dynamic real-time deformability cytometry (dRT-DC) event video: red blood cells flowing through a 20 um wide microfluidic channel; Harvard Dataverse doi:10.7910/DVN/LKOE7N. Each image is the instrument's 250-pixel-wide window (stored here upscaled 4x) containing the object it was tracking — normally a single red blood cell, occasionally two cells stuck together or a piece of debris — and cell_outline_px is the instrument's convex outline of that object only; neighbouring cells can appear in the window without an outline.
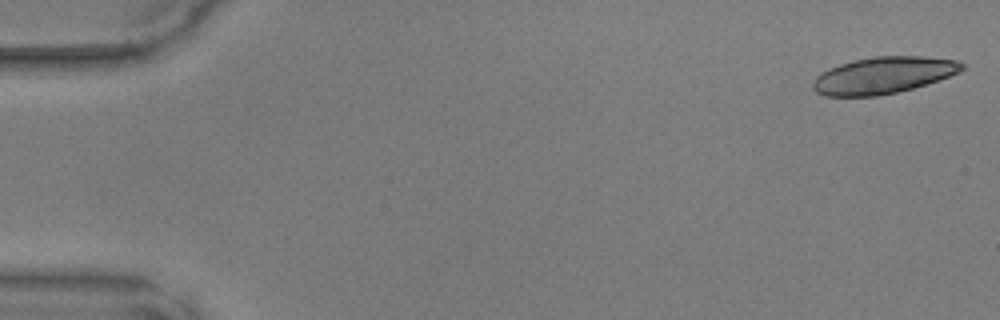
{"species": "common noctule bat (a hibernating species)", "species_latin": "Nyctalus noctula", "temperature_condition": "warm", "stored_images_in_passage": 17, "camera_frame_rate_fps": 3000, "um_per_image_px": 0.085, "animal": {"sex": "male", "body_mass_g": 17.9, "forearm_length_mm": 54.2}, "frame": {"image": 1, "passage_image": 1, "time_ms": 0.0, "image_size_px": [1000, 320], "cell_outline_px": [[964, 68], [960, 72], [912, 88], [896, 92], [876, 96], [824, 96], [816, 92], [812, 88], [812, 84], [816, 76], [840, 64], [856, 60], [876, 56], [924, 56], [956, 60], [964, 64]], "centroid_in_image_um": [75.07, 6.4], "position_along_channel_um": 9.9, "area_um2": 31.44}}